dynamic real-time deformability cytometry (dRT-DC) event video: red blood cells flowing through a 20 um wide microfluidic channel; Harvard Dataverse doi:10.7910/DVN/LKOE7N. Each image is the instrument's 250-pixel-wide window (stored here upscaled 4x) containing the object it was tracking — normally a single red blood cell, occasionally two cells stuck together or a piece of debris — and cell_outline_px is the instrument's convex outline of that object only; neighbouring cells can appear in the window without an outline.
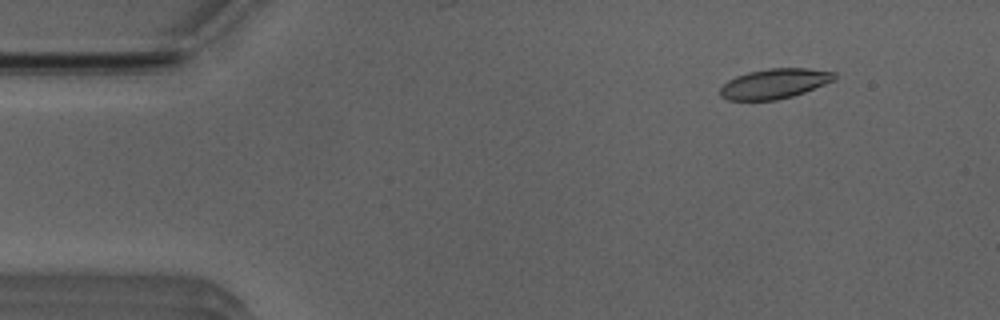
{"species": "Egyptian fruit bat (a non-hibernating species)", "species_latin": "Rousettus aegyptiacus", "temperature_condition": "room temperature", "stored_images_in_passage": 52, "camera_frame_rate_fps": 3000, "um_per_image_px": 0.085, "animal": {"sex": "male"}, "frame": {"image": 1, "passage_image": 6, "time_ms": 1.667, "image_size_px": [1000, 320], "cell_outline_px": [[836, 80], [804, 92], [792, 96], [776, 100], [728, 100], [720, 96], [720, 88], [728, 80], [736, 76], [748, 72], [768, 68], [808, 68], [836, 72]], "centroid_in_image_um": [65.85, 7.1], "position_along_channel_um": 19.2, "area_um2": 20.0}}
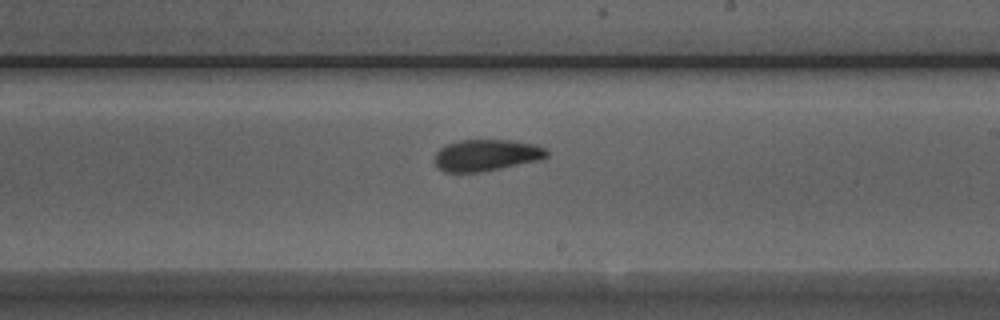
{"frame": {"image": 2, "passage_image": 30, "time_ms": 9.667, "image_size_px": [1000, 320], "cell_outline_px": [[548, 156], [540, 160], [500, 168], [476, 172], [444, 172], [436, 164], [436, 152], [440, 148], [448, 144], [460, 140], [508, 140], [536, 144], [544, 148], [548, 152]], "centroid_in_image_um": [41.36, 13.18], "position_along_channel_um": 247.6, "area_um2": 20.35}}
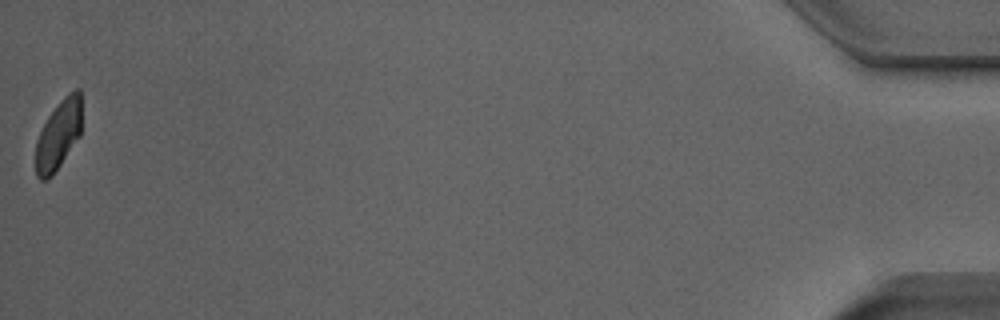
{"frame": {"image": 3, "passage_image": 52, "time_ms": 17.0, "image_size_px": [1000, 320], "cell_outline_px": [[80, 136], [52, 176], [48, 180], [40, 180], [36, 176], [36, 140], [48, 116], [64, 96], [68, 92], [76, 88], [80, 88]], "centroid_in_image_um": [4.96, 11.48], "position_along_channel_um": 430.2, "area_um2": 18.44}, "authors_computed_cell_mechanics": {"area_um2": 20.5768, "velocity_mm_per_s": 3.9244, "shape_relaxation_time_tau1_ms": 4.2335, "shape_relaxation_time_tau2_ms": 1.8689, "deformation_change_tau1": 0.1596, "deformation_change_tau2": 0.0843}}